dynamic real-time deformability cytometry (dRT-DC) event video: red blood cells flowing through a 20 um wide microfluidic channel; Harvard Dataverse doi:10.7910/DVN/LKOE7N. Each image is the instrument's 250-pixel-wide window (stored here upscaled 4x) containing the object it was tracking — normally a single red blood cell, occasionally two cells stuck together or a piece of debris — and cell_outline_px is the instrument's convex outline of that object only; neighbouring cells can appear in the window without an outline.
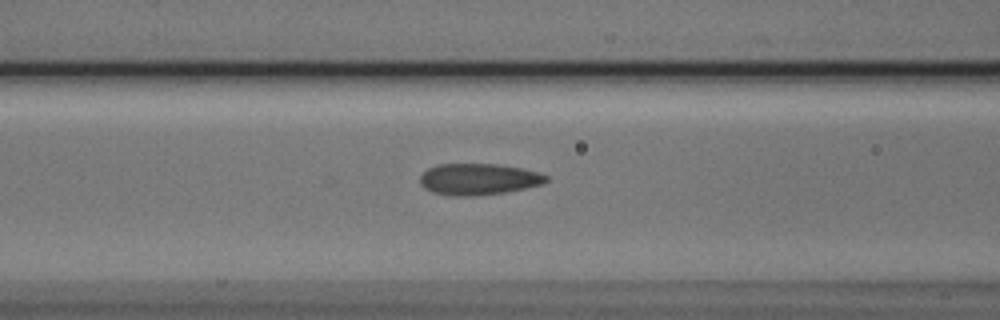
{"species": "Egyptian fruit bat (a non-hibernating species)", "species_latin": "Rousettus aegyptiacus", "temperature_condition": "cold", "stored_images_in_passage": 40, "camera_frame_rate_fps": 3000, "um_per_image_px": 0.085, "animal": {"sex": "male"}, "frame": {"image": 1, "passage_image": 15, "time_ms": 4.667, "image_size_px": [1000, 320], "cell_outline_px": [[548, 180], [544, 184], [504, 192], [476, 196], [452, 196], [432, 192], [424, 188], [420, 184], [420, 176], [428, 168], [436, 164], [496, 164], [520, 168], [536, 172], [548, 176]], "centroid_in_image_um": [40.64, 15.23], "position_along_channel_um": 126.0, "area_um2": 23.06}}
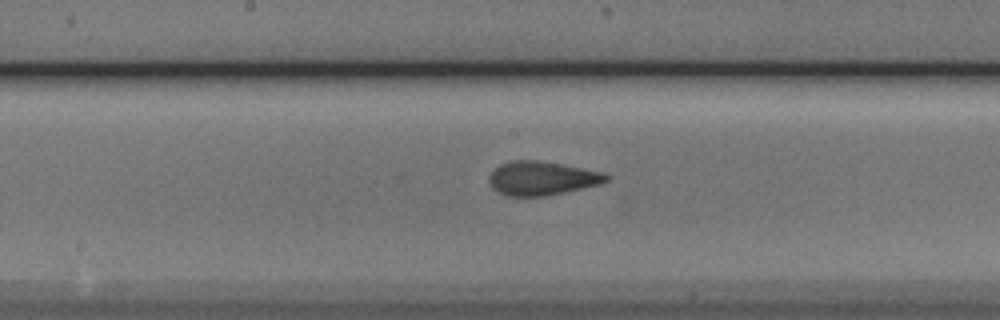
{"frame": {"image": 2, "passage_image": 21, "time_ms": 6.667, "image_size_px": [1000, 320], "cell_outline_px": [[612, 176], [608, 180], [600, 184], [548, 196], [508, 196], [492, 188], [488, 180], [488, 176], [500, 164], [512, 160], [536, 160], [584, 168], [600, 172]], "centroid_in_image_um": [46.06, 15.16], "position_along_channel_um": 202.1, "area_um2": 23.06}}
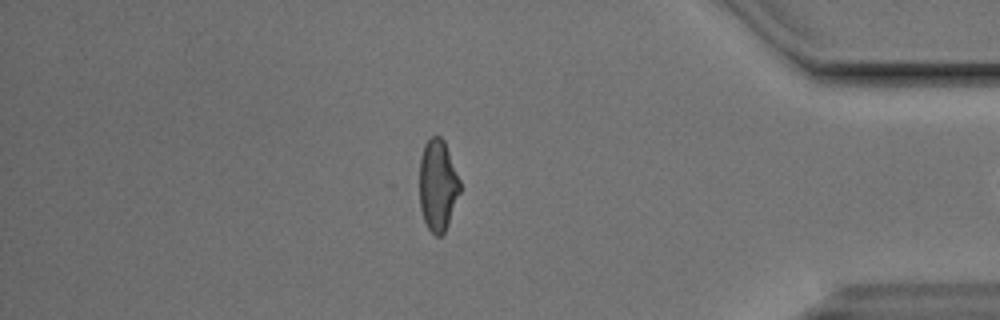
{"frame": {"image": 3, "passage_image": 39, "time_ms": 12.667, "image_size_px": [1000, 320], "cell_outline_px": [[460, 192], [448, 224], [444, 232], [440, 236], [436, 236], [428, 228], [424, 220], [420, 208], [420, 156], [424, 144], [432, 136], [440, 136], [444, 140], [460, 180]], "centroid_in_image_um": [37.21, 15.73], "position_along_channel_um": 398.0, "area_um2": 21.5}}